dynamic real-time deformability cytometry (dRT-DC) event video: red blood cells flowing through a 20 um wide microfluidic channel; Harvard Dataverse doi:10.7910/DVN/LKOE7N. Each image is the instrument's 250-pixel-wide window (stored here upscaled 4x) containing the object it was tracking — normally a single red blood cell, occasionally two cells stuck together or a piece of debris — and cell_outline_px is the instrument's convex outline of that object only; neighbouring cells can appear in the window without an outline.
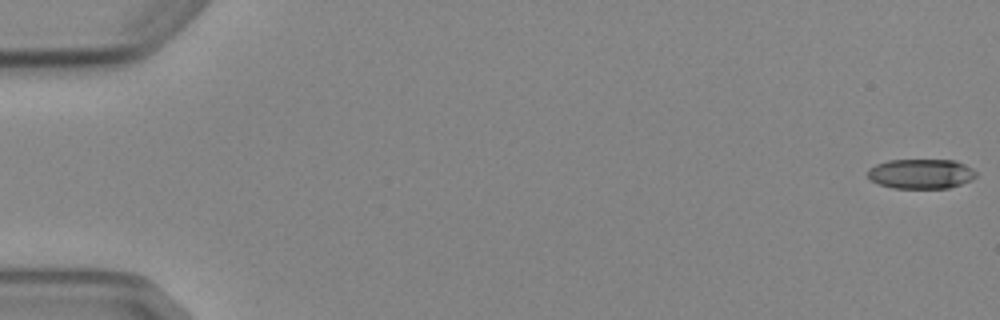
{"species": "Egyptian fruit bat (a non-hibernating species)", "species_latin": "Rousettus aegyptiacus", "temperature_condition": "cold", "stored_images_in_passage": 7, "camera_frame_rate_fps": 3000, "um_per_image_px": 0.085, "animal": {"sex": "female"}, "frame": {"image": 1, "passage_image": 1, "time_ms": 0.0, "image_size_px": [1000, 320], "cell_outline_px": [[976, 176], [972, 180], [948, 188], [892, 188], [880, 184], [872, 180], [868, 176], [868, 168], [876, 164], [888, 160], [956, 160], [972, 168], [976, 172]], "centroid_in_image_um": [78.29, 14.77], "position_along_channel_um": 6.7, "area_um2": 18.79}}
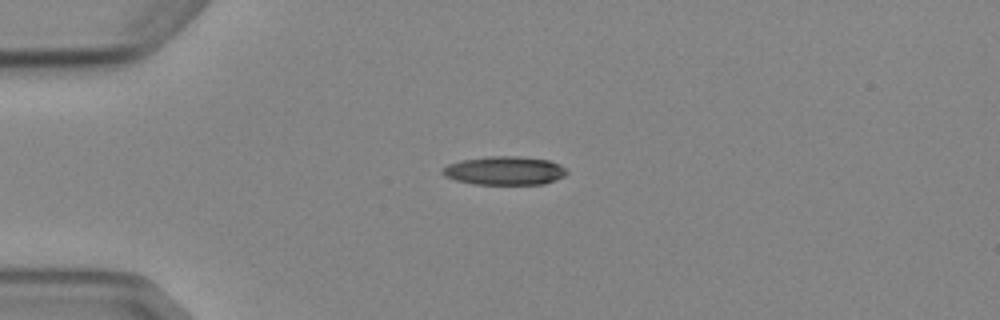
{"frame": {"image": 2, "passage_image": 4, "time_ms": 4.333, "image_size_px": [1000, 320], "cell_outline_px": [[568, 172], [564, 176], [556, 180], [544, 184], [472, 184], [456, 180], [444, 176], [440, 172], [440, 168], [448, 164], [460, 160], [488, 156], [520, 156], [548, 160], [560, 164]], "centroid_in_image_um": [42.85, 14.5], "position_along_channel_um": 42.1, "area_um2": 20.92}}
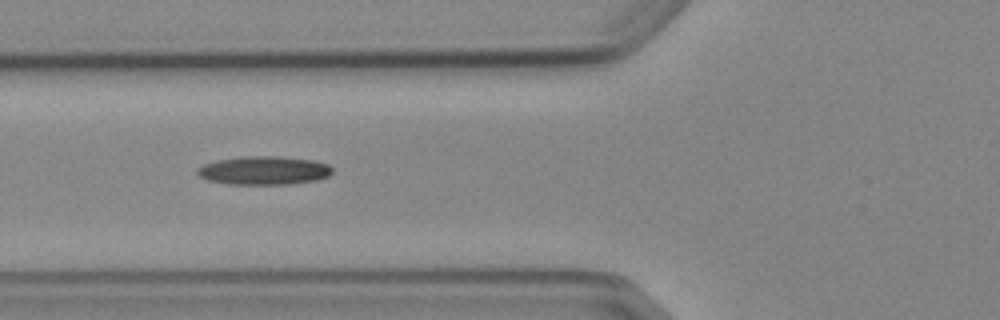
{"frame": {"image": 3, "passage_image": 6, "time_ms": 6.667, "image_size_px": [1000, 320], "cell_outline_px": [[332, 172], [328, 176], [316, 180], [288, 184], [228, 184], [208, 180], [200, 176], [196, 172], [196, 168], [204, 164], [216, 160], [240, 156], [280, 156], [312, 160], [328, 164], [332, 168]], "centroid_in_image_um": [22.41, 14.48], "position_along_channel_um": 103.4, "area_um2": 22.48}}